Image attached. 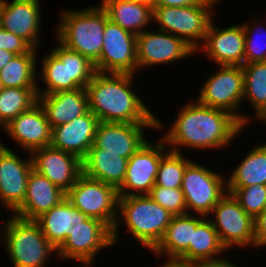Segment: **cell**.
I'll return each mask as SVG.
<instances>
[{
	"label": "cell",
	"mask_w": 266,
	"mask_h": 267,
	"mask_svg": "<svg viewBox=\"0 0 266 267\" xmlns=\"http://www.w3.org/2000/svg\"><path fill=\"white\" fill-rule=\"evenodd\" d=\"M182 106L170 128L162 134L169 150L179 153L181 148L222 150L232 145L243 128L246 129L229 112L208 107L196 99Z\"/></svg>",
	"instance_id": "6da1fadb"
},
{
	"label": "cell",
	"mask_w": 266,
	"mask_h": 267,
	"mask_svg": "<svg viewBox=\"0 0 266 267\" xmlns=\"http://www.w3.org/2000/svg\"><path fill=\"white\" fill-rule=\"evenodd\" d=\"M130 73L96 72L86 86L89 110L100 122L157 123V130L166 126L141 99ZM133 85V86H132Z\"/></svg>",
	"instance_id": "7a4b0ae2"
},
{
	"label": "cell",
	"mask_w": 266,
	"mask_h": 267,
	"mask_svg": "<svg viewBox=\"0 0 266 267\" xmlns=\"http://www.w3.org/2000/svg\"><path fill=\"white\" fill-rule=\"evenodd\" d=\"M173 215L148 195L126 196L118 199V217L112 230L113 244L119 239L121 225L141 247L152 251L162 239ZM121 224V225H120ZM120 227V228H119Z\"/></svg>",
	"instance_id": "3957f363"
},
{
	"label": "cell",
	"mask_w": 266,
	"mask_h": 267,
	"mask_svg": "<svg viewBox=\"0 0 266 267\" xmlns=\"http://www.w3.org/2000/svg\"><path fill=\"white\" fill-rule=\"evenodd\" d=\"M54 31L56 38L66 48L87 57L92 63L99 60L103 46L105 23L109 19L100 5L61 10Z\"/></svg>",
	"instance_id": "277c9868"
},
{
	"label": "cell",
	"mask_w": 266,
	"mask_h": 267,
	"mask_svg": "<svg viewBox=\"0 0 266 267\" xmlns=\"http://www.w3.org/2000/svg\"><path fill=\"white\" fill-rule=\"evenodd\" d=\"M4 222L0 240L13 267H47L51 255L57 256V248L44 236L36 220L9 214Z\"/></svg>",
	"instance_id": "5b68a950"
},
{
	"label": "cell",
	"mask_w": 266,
	"mask_h": 267,
	"mask_svg": "<svg viewBox=\"0 0 266 267\" xmlns=\"http://www.w3.org/2000/svg\"><path fill=\"white\" fill-rule=\"evenodd\" d=\"M57 42L39 63L42 65L41 71H37V81L44 82L45 89L37 85L38 94L85 89L96 73L94 63L87 57Z\"/></svg>",
	"instance_id": "8992f818"
},
{
	"label": "cell",
	"mask_w": 266,
	"mask_h": 267,
	"mask_svg": "<svg viewBox=\"0 0 266 267\" xmlns=\"http://www.w3.org/2000/svg\"><path fill=\"white\" fill-rule=\"evenodd\" d=\"M214 6L218 4L153 7V23L157 25L155 28L183 39L196 51L203 44L214 19Z\"/></svg>",
	"instance_id": "52a82bcc"
},
{
	"label": "cell",
	"mask_w": 266,
	"mask_h": 267,
	"mask_svg": "<svg viewBox=\"0 0 266 267\" xmlns=\"http://www.w3.org/2000/svg\"><path fill=\"white\" fill-rule=\"evenodd\" d=\"M218 71L207 76L199 88L196 99L203 105L221 109L232 114L244 127L253 117L240 111L244 96V74L242 66L218 65ZM251 120V121H250Z\"/></svg>",
	"instance_id": "ba28073f"
},
{
	"label": "cell",
	"mask_w": 266,
	"mask_h": 267,
	"mask_svg": "<svg viewBox=\"0 0 266 267\" xmlns=\"http://www.w3.org/2000/svg\"><path fill=\"white\" fill-rule=\"evenodd\" d=\"M70 233L57 248L59 260L80 262L82 267H94L97 255L114 247L112 230L102 221L88 218L72 225Z\"/></svg>",
	"instance_id": "9c48e42d"
},
{
	"label": "cell",
	"mask_w": 266,
	"mask_h": 267,
	"mask_svg": "<svg viewBox=\"0 0 266 267\" xmlns=\"http://www.w3.org/2000/svg\"><path fill=\"white\" fill-rule=\"evenodd\" d=\"M222 174L195 161L186 166L181 190L185 196L187 214L208 217L213 207L227 193L226 176Z\"/></svg>",
	"instance_id": "30bf717a"
},
{
	"label": "cell",
	"mask_w": 266,
	"mask_h": 267,
	"mask_svg": "<svg viewBox=\"0 0 266 267\" xmlns=\"http://www.w3.org/2000/svg\"><path fill=\"white\" fill-rule=\"evenodd\" d=\"M66 198L88 218L98 219L113 230L118 217V191L115 187L81 174L66 192Z\"/></svg>",
	"instance_id": "8fae6325"
},
{
	"label": "cell",
	"mask_w": 266,
	"mask_h": 267,
	"mask_svg": "<svg viewBox=\"0 0 266 267\" xmlns=\"http://www.w3.org/2000/svg\"><path fill=\"white\" fill-rule=\"evenodd\" d=\"M208 219L212 222L227 251L236 248L235 246L240 249L254 248V218L242 209L239 201L232 194L227 192L219 200L208 215Z\"/></svg>",
	"instance_id": "7c38bea8"
},
{
	"label": "cell",
	"mask_w": 266,
	"mask_h": 267,
	"mask_svg": "<svg viewBox=\"0 0 266 267\" xmlns=\"http://www.w3.org/2000/svg\"><path fill=\"white\" fill-rule=\"evenodd\" d=\"M158 139L147 140L128 159L124 181L117 189L119 197L149 195L155 185L160 160L169 150L164 139Z\"/></svg>",
	"instance_id": "4fadbf2b"
},
{
	"label": "cell",
	"mask_w": 266,
	"mask_h": 267,
	"mask_svg": "<svg viewBox=\"0 0 266 267\" xmlns=\"http://www.w3.org/2000/svg\"><path fill=\"white\" fill-rule=\"evenodd\" d=\"M103 46L94 64L100 73L138 74L136 35L124 30L110 19L105 23Z\"/></svg>",
	"instance_id": "5bb4252c"
},
{
	"label": "cell",
	"mask_w": 266,
	"mask_h": 267,
	"mask_svg": "<svg viewBox=\"0 0 266 267\" xmlns=\"http://www.w3.org/2000/svg\"><path fill=\"white\" fill-rule=\"evenodd\" d=\"M147 29L136 36L138 71L184 60L196 51L183 39L168 32Z\"/></svg>",
	"instance_id": "9a60e30c"
},
{
	"label": "cell",
	"mask_w": 266,
	"mask_h": 267,
	"mask_svg": "<svg viewBox=\"0 0 266 267\" xmlns=\"http://www.w3.org/2000/svg\"><path fill=\"white\" fill-rule=\"evenodd\" d=\"M27 158L15 154L0 140V203L13 213L24 201L27 179L33 169L30 153Z\"/></svg>",
	"instance_id": "2e32d148"
},
{
	"label": "cell",
	"mask_w": 266,
	"mask_h": 267,
	"mask_svg": "<svg viewBox=\"0 0 266 267\" xmlns=\"http://www.w3.org/2000/svg\"><path fill=\"white\" fill-rule=\"evenodd\" d=\"M40 0H0V28L24 39L33 49L41 46Z\"/></svg>",
	"instance_id": "e0dca14e"
},
{
	"label": "cell",
	"mask_w": 266,
	"mask_h": 267,
	"mask_svg": "<svg viewBox=\"0 0 266 267\" xmlns=\"http://www.w3.org/2000/svg\"><path fill=\"white\" fill-rule=\"evenodd\" d=\"M209 25L203 44L196 50L218 65L243 66L245 56V33L242 24L220 28Z\"/></svg>",
	"instance_id": "ac0fdd59"
},
{
	"label": "cell",
	"mask_w": 266,
	"mask_h": 267,
	"mask_svg": "<svg viewBox=\"0 0 266 267\" xmlns=\"http://www.w3.org/2000/svg\"><path fill=\"white\" fill-rule=\"evenodd\" d=\"M146 128L156 130L157 123L99 122L94 145L101 152H112L129 159L148 140Z\"/></svg>",
	"instance_id": "d6986e66"
},
{
	"label": "cell",
	"mask_w": 266,
	"mask_h": 267,
	"mask_svg": "<svg viewBox=\"0 0 266 267\" xmlns=\"http://www.w3.org/2000/svg\"><path fill=\"white\" fill-rule=\"evenodd\" d=\"M33 169L67 192L82 174V160L52 146L30 153Z\"/></svg>",
	"instance_id": "ffe728a7"
},
{
	"label": "cell",
	"mask_w": 266,
	"mask_h": 267,
	"mask_svg": "<svg viewBox=\"0 0 266 267\" xmlns=\"http://www.w3.org/2000/svg\"><path fill=\"white\" fill-rule=\"evenodd\" d=\"M3 131L25 153L51 144L52 129L39 102L12 119L4 126Z\"/></svg>",
	"instance_id": "44dd1931"
},
{
	"label": "cell",
	"mask_w": 266,
	"mask_h": 267,
	"mask_svg": "<svg viewBox=\"0 0 266 267\" xmlns=\"http://www.w3.org/2000/svg\"><path fill=\"white\" fill-rule=\"evenodd\" d=\"M99 119L89 110L74 120L52 128L53 148L76 155L81 160L94 144Z\"/></svg>",
	"instance_id": "7402d4cb"
},
{
	"label": "cell",
	"mask_w": 266,
	"mask_h": 267,
	"mask_svg": "<svg viewBox=\"0 0 266 267\" xmlns=\"http://www.w3.org/2000/svg\"><path fill=\"white\" fill-rule=\"evenodd\" d=\"M66 198V192L34 169L27 179L23 203L12 213L20 218L36 220Z\"/></svg>",
	"instance_id": "603a6c76"
},
{
	"label": "cell",
	"mask_w": 266,
	"mask_h": 267,
	"mask_svg": "<svg viewBox=\"0 0 266 267\" xmlns=\"http://www.w3.org/2000/svg\"><path fill=\"white\" fill-rule=\"evenodd\" d=\"M38 102L46 113L51 129L89 111L87 92L83 88L38 94Z\"/></svg>",
	"instance_id": "cb8c5ba5"
},
{
	"label": "cell",
	"mask_w": 266,
	"mask_h": 267,
	"mask_svg": "<svg viewBox=\"0 0 266 267\" xmlns=\"http://www.w3.org/2000/svg\"><path fill=\"white\" fill-rule=\"evenodd\" d=\"M225 251L227 252L212 222L206 217L193 231L189 248L176 262L183 264H219L228 261L224 256Z\"/></svg>",
	"instance_id": "d4e9b609"
},
{
	"label": "cell",
	"mask_w": 266,
	"mask_h": 267,
	"mask_svg": "<svg viewBox=\"0 0 266 267\" xmlns=\"http://www.w3.org/2000/svg\"><path fill=\"white\" fill-rule=\"evenodd\" d=\"M205 218L198 214L173 216L162 239L151 253L157 258L164 256L168 259L165 261H176L189 248L193 231Z\"/></svg>",
	"instance_id": "484cf974"
},
{
	"label": "cell",
	"mask_w": 266,
	"mask_h": 267,
	"mask_svg": "<svg viewBox=\"0 0 266 267\" xmlns=\"http://www.w3.org/2000/svg\"><path fill=\"white\" fill-rule=\"evenodd\" d=\"M100 3L112 22L136 36L152 25L153 6L148 0H101Z\"/></svg>",
	"instance_id": "4316f807"
},
{
	"label": "cell",
	"mask_w": 266,
	"mask_h": 267,
	"mask_svg": "<svg viewBox=\"0 0 266 267\" xmlns=\"http://www.w3.org/2000/svg\"><path fill=\"white\" fill-rule=\"evenodd\" d=\"M128 159L112 152H101L94 144L82 159V173L118 189L125 178Z\"/></svg>",
	"instance_id": "83f0119b"
},
{
	"label": "cell",
	"mask_w": 266,
	"mask_h": 267,
	"mask_svg": "<svg viewBox=\"0 0 266 267\" xmlns=\"http://www.w3.org/2000/svg\"><path fill=\"white\" fill-rule=\"evenodd\" d=\"M88 217L64 198L49 211L36 219L44 236L58 248L72 229V225L84 222Z\"/></svg>",
	"instance_id": "f1b7e54d"
},
{
	"label": "cell",
	"mask_w": 266,
	"mask_h": 267,
	"mask_svg": "<svg viewBox=\"0 0 266 267\" xmlns=\"http://www.w3.org/2000/svg\"><path fill=\"white\" fill-rule=\"evenodd\" d=\"M230 174L226 178L227 192L230 194L238 188L266 185V142L252 147Z\"/></svg>",
	"instance_id": "f546056e"
},
{
	"label": "cell",
	"mask_w": 266,
	"mask_h": 267,
	"mask_svg": "<svg viewBox=\"0 0 266 267\" xmlns=\"http://www.w3.org/2000/svg\"><path fill=\"white\" fill-rule=\"evenodd\" d=\"M37 51L14 55L0 70V87L37 88Z\"/></svg>",
	"instance_id": "4dcf8cb0"
},
{
	"label": "cell",
	"mask_w": 266,
	"mask_h": 267,
	"mask_svg": "<svg viewBox=\"0 0 266 267\" xmlns=\"http://www.w3.org/2000/svg\"><path fill=\"white\" fill-rule=\"evenodd\" d=\"M244 74L243 103L250 102L254 117L260 121L266 115V62H254L242 66Z\"/></svg>",
	"instance_id": "1f68e13d"
},
{
	"label": "cell",
	"mask_w": 266,
	"mask_h": 267,
	"mask_svg": "<svg viewBox=\"0 0 266 267\" xmlns=\"http://www.w3.org/2000/svg\"><path fill=\"white\" fill-rule=\"evenodd\" d=\"M37 103V88L0 87V123L5 126Z\"/></svg>",
	"instance_id": "d6a6232c"
},
{
	"label": "cell",
	"mask_w": 266,
	"mask_h": 267,
	"mask_svg": "<svg viewBox=\"0 0 266 267\" xmlns=\"http://www.w3.org/2000/svg\"><path fill=\"white\" fill-rule=\"evenodd\" d=\"M185 154L168 150L161 158L155 185L167 189H181L183 173L192 161Z\"/></svg>",
	"instance_id": "836d02e7"
},
{
	"label": "cell",
	"mask_w": 266,
	"mask_h": 267,
	"mask_svg": "<svg viewBox=\"0 0 266 267\" xmlns=\"http://www.w3.org/2000/svg\"><path fill=\"white\" fill-rule=\"evenodd\" d=\"M251 20V24L248 20L242 24L245 33L244 64L266 62V23L257 17Z\"/></svg>",
	"instance_id": "e575fe53"
},
{
	"label": "cell",
	"mask_w": 266,
	"mask_h": 267,
	"mask_svg": "<svg viewBox=\"0 0 266 267\" xmlns=\"http://www.w3.org/2000/svg\"><path fill=\"white\" fill-rule=\"evenodd\" d=\"M232 195L239 201L242 209L254 219L266 207V185L255 184L238 188Z\"/></svg>",
	"instance_id": "d590c367"
},
{
	"label": "cell",
	"mask_w": 266,
	"mask_h": 267,
	"mask_svg": "<svg viewBox=\"0 0 266 267\" xmlns=\"http://www.w3.org/2000/svg\"><path fill=\"white\" fill-rule=\"evenodd\" d=\"M148 196L173 216L187 214L185 196L181 189H167L154 185Z\"/></svg>",
	"instance_id": "8d00e7d4"
},
{
	"label": "cell",
	"mask_w": 266,
	"mask_h": 267,
	"mask_svg": "<svg viewBox=\"0 0 266 267\" xmlns=\"http://www.w3.org/2000/svg\"><path fill=\"white\" fill-rule=\"evenodd\" d=\"M0 49L17 54L29 53L33 48L22 38L0 28Z\"/></svg>",
	"instance_id": "74e56055"
},
{
	"label": "cell",
	"mask_w": 266,
	"mask_h": 267,
	"mask_svg": "<svg viewBox=\"0 0 266 267\" xmlns=\"http://www.w3.org/2000/svg\"><path fill=\"white\" fill-rule=\"evenodd\" d=\"M255 224V243L254 248L266 247V207L254 219Z\"/></svg>",
	"instance_id": "f35d334b"
},
{
	"label": "cell",
	"mask_w": 266,
	"mask_h": 267,
	"mask_svg": "<svg viewBox=\"0 0 266 267\" xmlns=\"http://www.w3.org/2000/svg\"><path fill=\"white\" fill-rule=\"evenodd\" d=\"M153 7H184L194 4H219L220 0H148Z\"/></svg>",
	"instance_id": "ab89813d"
},
{
	"label": "cell",
	"mask_w": 266,
	"mask_h": 267,
	"mask_svg": "<svg viewBox=\"0 0 266 267\" xmlns=\"http://www.w3.org/2000/svg\"><path fill=\"white\" fill-rule=\"evenodd\" d=\"M15 54L6 49H0V70L12 59Z\"/></svg>",
	"instance_id": "60d3db41"
},
{
	"label": "cell",
	"mask_w": 266,
	"mask_h": 267,
	"mask_svg": "<svg viewBox=\"0 0 266 267\" xmlns=\"http://www.w3.org/2000/svg\"><path fill=\"white\" fill-rule=\"evenodd\" d=\"M157 267H202V264H183L176 261H165Z\"/></svg>",
	"instance_id": "b9f144b4"
},
{
	"label": "cell",
	"mask_w": 266,
	"mask_h": 267,
	"mask_svg": "<svg viewBox=\"0 0 266 267\" xmlns=\"http://www.w3.org/2000/svg\"><path fill=\"white\" fill-rule=\"evenodd\" d=\"M202 267H240V266H237V264L232 263V261L228 260L226 262L219 264H202Z\"/></svg>",
	"instance_id": "7bdbcfd3"
},
{
	"label": "cell",
	"mask_w": 266,
	"mask_h": 267,
	"mask_svg": "<svg viewBox=\"0 0 266 267\" xmlns=\"http://www.w3.org/2000/svg\"><path fill=\"white\" fill-rule=\"evenodd\" d=\"M260 122H265V123H263L264 125L266 124V115L260 120Z\"/></svg>",
	"instance_id": "ee69618b"
},
{
	"label": "cell",
	"mask_w": 266,
	"mask_h": 267,
	"mask_svg": "<svg viewBox=\"0 0 266 267\" xmlns=\"http://www.w3.org/2000/svg\"><path fill=\"white\" fill-rule=\"evenodd\" d=\"M0 127L3 128L2 130H4V126L0 123Z\"/></svg>",
	"instance_id": "f6af8a7d"
}]
</instances>
